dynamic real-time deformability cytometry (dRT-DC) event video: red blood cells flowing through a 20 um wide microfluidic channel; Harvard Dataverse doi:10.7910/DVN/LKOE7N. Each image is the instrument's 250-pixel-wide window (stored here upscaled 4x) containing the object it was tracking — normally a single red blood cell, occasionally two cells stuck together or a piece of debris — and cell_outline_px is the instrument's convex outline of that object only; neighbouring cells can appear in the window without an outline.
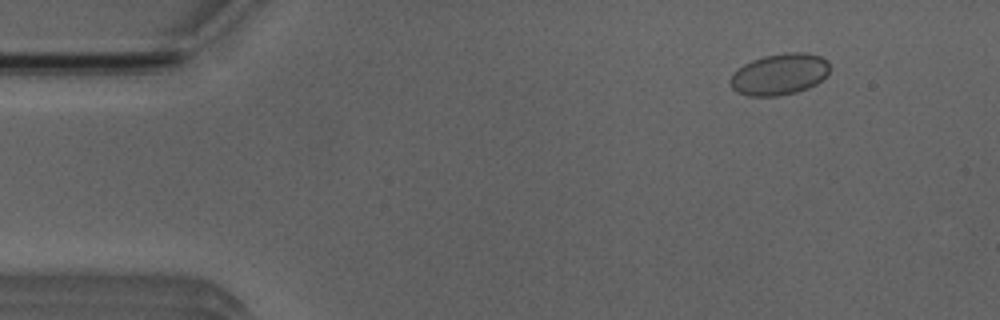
{"species": "Egyptian fruit bat (a non-hibernating species)", "species_latin": "Rousettus aegyptiacus", "temperature_condition": "room temperature", "stored_images_in_passage": 6, "camera_frame_rate_fps": 3000, "um_per_image_px": 0.085, "animal": {"sex": "male"}, "frame": {"image": 1, "passage_image": 1, "time_ms": 0.0, "image_size_px": [1000, 320], "cell_outline_px": [[828, 72], [816, 84], [808, 88], [796, 92], [776, 96], [748, 96], [736, 92], [728, 84], [728, 80], [732, 72], [736, 68], [752, 60], [764, 56], [784, 52], [804, 52], [820, 56], [828, 60]], "centroid_in_image_um": [66.18, 6.31], "position_along_channel_um": 18.8, "area_um2": 24.22}}
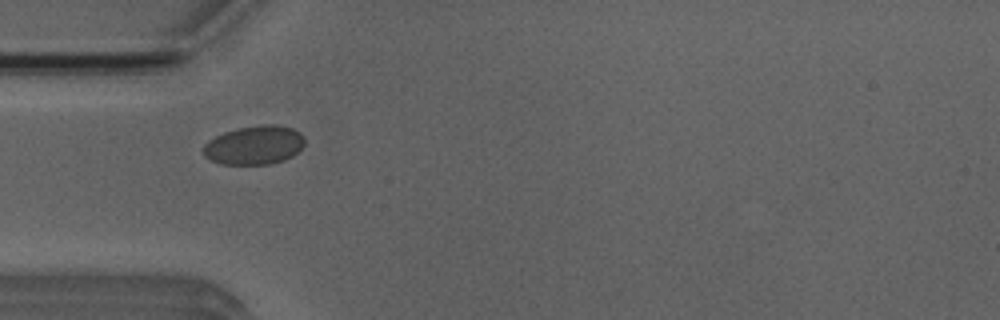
{"frame": {"image": 2, "passage_image": 4, "time_ms": 3.333, "image_size_px": [1000, 320], "cell_outline_px": [[304, 144], [292, 156], [284, 160], [272, 164], [220, 164], [204, 156], [204, 144], [208, 140], [224, 132], [240, 128], [264, 124], [276, 124], [292, 128], [300, 132], [304, 136]], "centroid_in_image_um": [21.63, 12.33], "position_along_channel_um": 63.4, "area_um2": 22.89}}